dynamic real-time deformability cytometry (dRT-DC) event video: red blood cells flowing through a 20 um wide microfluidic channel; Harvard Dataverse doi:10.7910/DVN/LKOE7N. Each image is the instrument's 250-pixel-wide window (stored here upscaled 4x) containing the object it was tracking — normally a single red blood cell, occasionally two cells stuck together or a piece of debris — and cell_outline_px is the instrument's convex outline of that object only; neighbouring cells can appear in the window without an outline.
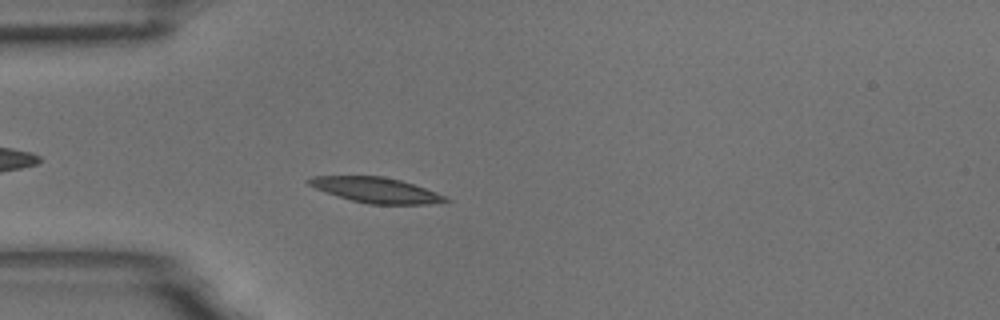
{"species": "common noctule bat (a hibernating species)", "species_latin": "Nyctalus noctula", "temperature_condition": "room temperature", "stored_images_in_passage": 57, "camera_frame_rate_fps": 3000, "um_per_image_px": 0.085, "animal": {"sex": "male", "body_mass_g": 18.8}, "frame": {"image": 1, "passage_image": 16, "time_ms": 5.0, "image_size_px": [1000, 320], "cell_outline_px": [[452, 200], [428, 204], [368, 204], [352, 200], [316, 188], [308, 184], [304, 180], [312, 176], [384, 176], [400, 180], [436, 192]], "centroid_in_image_um": [31.95, 16.15], "position_along_channel_um": 53.1, "area_um2": 19.83}}
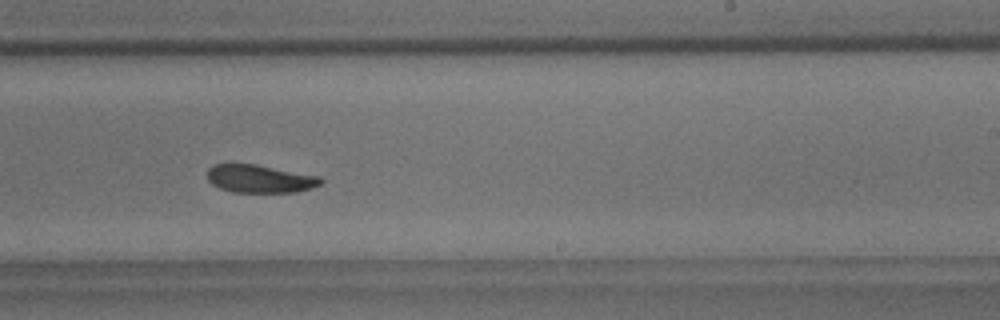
{"frame": {"image": 2, "passage_image": 35, "time_ms": 11.333, "image_size_px": [1000, 320], "cell_outline_px": [[324, 180], [320, 184], [312, 188], [296, 192], [232, 192], [220, 188], [212, 184], [208, 180], [208, 168], [212, 164], [228, 160], [256, 164], [320, 176]], "centroid_in_image_um": [22.02, 15.15], "position_along_channel_um": 267.0, "area_um2": 19.19}}
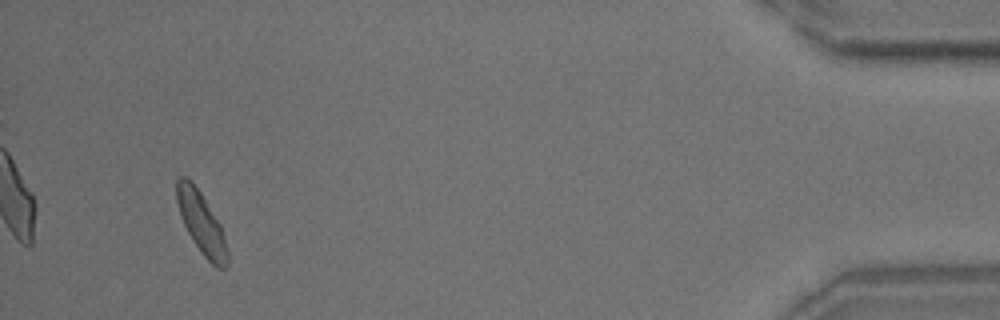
{"frame": {"image": 3, "passage_image": 54, "time_ms": 17.667, "image_size_px": [1000, 320], "cell_outline_px": [[228, 264], [224, 268], [216, 268], [200, 252], [192, 240], [180, 216], [176, 200], [176, 180], [180, 176], [188, 176], [200, 192], [220, 224], [228, 252]], "centroid_in_image_um": [17.09, 18.94], "position_along_channel_um": 418.1, "area_um2": 18.15}, "authors_computed_cell_mechanics": {"area_um2": 19.4786, "velocity_mm_per_s": 3.5121, "shape_relaxation_time_tau1_ms": 3.4301, "shape_relaxation_time_tau2_ms": 7.822, "deformation_change_tau1": 0.1175, "deformation_change_tau2": 0.1488}}